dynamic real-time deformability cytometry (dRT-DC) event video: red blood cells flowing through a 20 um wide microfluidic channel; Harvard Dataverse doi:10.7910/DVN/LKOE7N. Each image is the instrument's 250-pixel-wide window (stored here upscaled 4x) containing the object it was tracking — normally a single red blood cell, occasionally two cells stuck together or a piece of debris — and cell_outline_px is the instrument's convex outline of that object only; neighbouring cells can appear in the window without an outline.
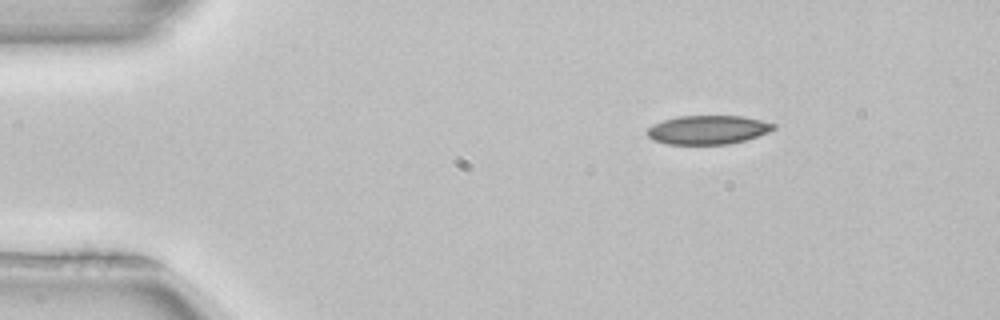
{"species": "common noctule bat (a hibernating species)", "species_latin": "Nyctalus noctula", "temperature_condition": "room temperature", "stored_images_in_passage": 45, "camera_frame_rate_fps": 3000, "um_per_image_px": 0.085, "animal": {"sex": "female", "body_mass_g": 22.7, "forearm_length_mm": 54.2}, "frame": {"image": 1, "passage_image": 1, "time_ms": 0.0, "image_size_px": [1000, 320], "cell_outline_px": [[776, 128], [768, 132], [744, 140], [728, 144], [668, 144], [652, 140], [648, 136], [648, 128], [652, 124], [664, 120], [680, 116], [744, 116], [776, 124]], "centroid_in_image_um": [60.16, 11.03], "position_along_channel_um": 24.8, "area_um2": 21.1}}
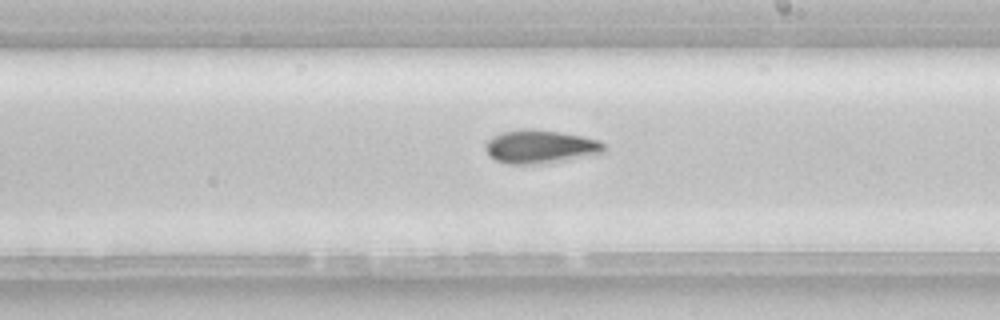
{"frame": {"image": 2, "passage_image": 23, "time_ms": 7.333, "image_size_px": [1000, 320], "cell_outline_px": [[604, 152], [540, 164], [508, 164], [496, 160], [488, 156], [484, 148], [488, 140], [492, 136], [504, 132], [560, 132], [580, 136], [596, 140], [604, 144]], "centroid_in_image_um": [45.87, 12.52], "position_along_channel_um": 243.1, "area_um2": 21.85}}
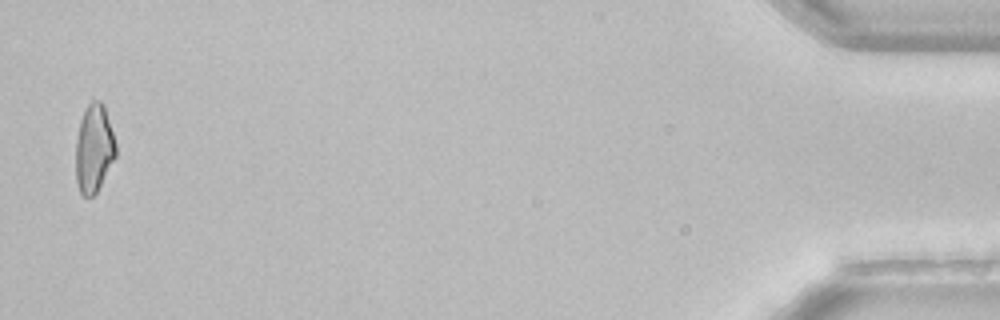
{"frame": {"image": 3, "passage_image": 44, "time_ms": 14.333, "image_size_px": [1000, 320], "cell_outline_px": [[116, 156], [96, 192], [92, 196], [84, 196], [80, 192], [76, 180], [76, 140], [80, 120], [88, 104], [92, 100], [100, 100], [104, 104], [116, 144]], "centroid_in_image_um": [7.98, 12.6], "position_along_channel_um": 427.2, "area_um2": 20.4}}